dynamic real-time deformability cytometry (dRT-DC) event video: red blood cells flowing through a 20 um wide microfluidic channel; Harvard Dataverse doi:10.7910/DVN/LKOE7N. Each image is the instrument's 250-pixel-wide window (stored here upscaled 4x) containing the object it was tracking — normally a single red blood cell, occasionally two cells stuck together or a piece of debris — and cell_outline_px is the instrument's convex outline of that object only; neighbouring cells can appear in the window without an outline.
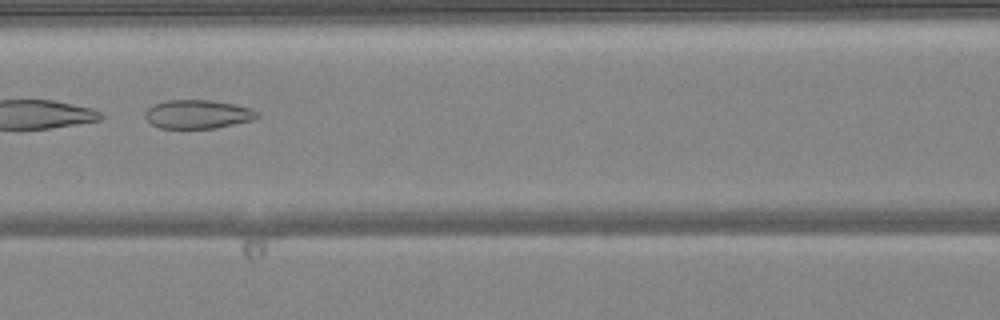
{"species": "common noctule bat (a hibernating species)", "species_latin": "Nyctalus noctula", "temperature_condition": "warm", "stored_images_in_passage": 49, "camera_frame_rate_fps": 3000, "um_per_image_px": 0.085, "animal": {"sex": "female", "body_mass_g": 24.6, "forearm_length_mm": 56.2}, "frame": {"image": 1, "passage_image": 22, "time_ms": 7.0, "image_size_px": [1000, 320], "cell_outline_px": [[260, 116], [252, 120], [216, 128], [160, 128], [152, 124], [144, 116], [144, 112], [152, 104], [168, 100], [212, 100], [236, 104], [252, 108], [260, 112]], "centroid_in_image_um": [16.84, 9.7], "position_along_channel_um": 149.8, "area_um2": 18.96}}
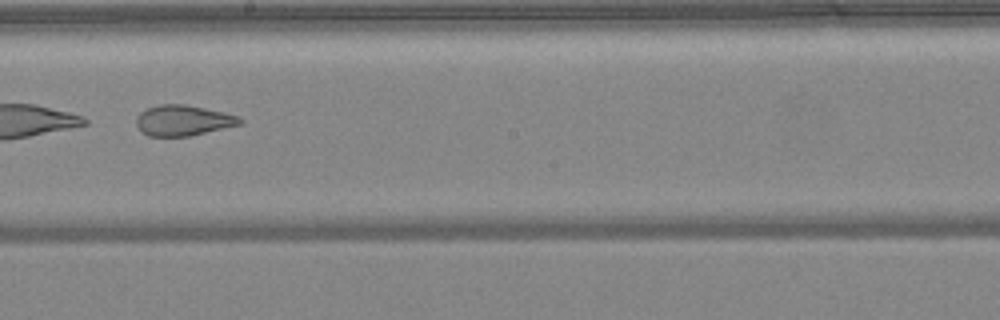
{"frame": {"image": 2, "passage_image": 28, "time_ms": 9.0, "image_size_px": [1000, 320], "cell_outline_px": [[244, 124], [188, 136], [148, 136], [140, 132], [136, 124], [136, 116], [140, 112], [148, 108], [160, 104], [184, 104], [224, 112], [240, 116], [244, 120]], "centroid_in_image_um": [15.58, 10.24], "position_along_channel_um": 232.6, "area_um2": 18.67}}
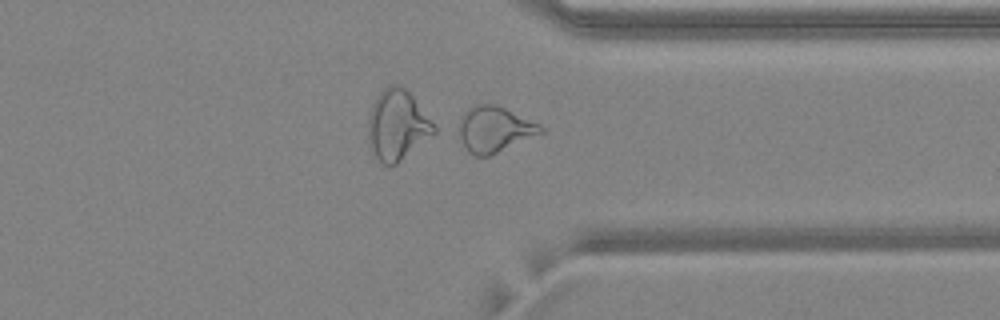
{"frame": {"image": 3, "passage_image": 38, "time_ms": 12.333, "image_size_px": [1000, 320], "cell_outline_px": [[544, 132], [488, 156], [472, 156], [468, 152], [460, 136], [460, 120], [464, 112], [472, 104], [496, 104], [540, 124], [544, 128]], "centroid_in_image_um": [42.03, 10.98], "position_along_channel_um": 369.4, "area_um2": 21.56}}